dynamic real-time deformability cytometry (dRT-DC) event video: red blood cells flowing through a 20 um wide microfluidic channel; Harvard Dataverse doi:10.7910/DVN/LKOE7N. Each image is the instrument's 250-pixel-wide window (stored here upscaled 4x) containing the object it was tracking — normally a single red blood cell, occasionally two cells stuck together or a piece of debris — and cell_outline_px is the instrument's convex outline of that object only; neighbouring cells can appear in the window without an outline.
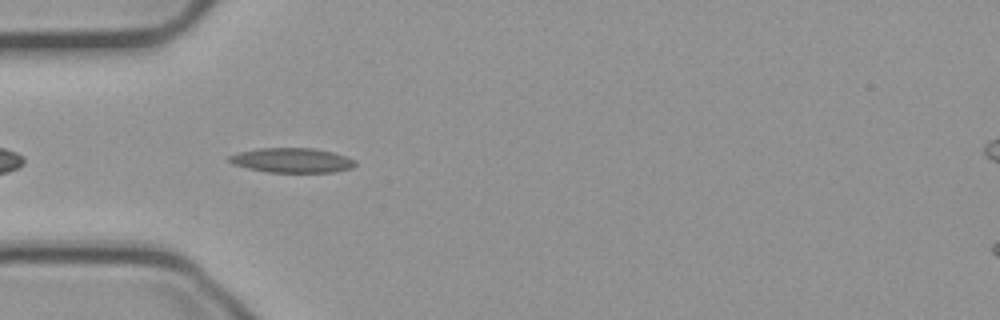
{"species": "common noctule bat (a hibernating species)", "species_latin": "Nyctalus noctula", "temperature_condition": "cold", "stored_images_in_passage": 6, "camera_frame_rate_fps": 3000, "um_per_image_px": 0.085, "animal": {"sex": "male", "body_mass_g": 23.1, "forearm_length_mm": 52.7}, "frame": {"image": 1, "passage_image": 4, "time_ms": 1.0, "image_size_px": [1000, 320], "cell_outline_px": [[356, 164], [352, 168], [336, 172], [268, 172], [248, 168], [232, 164], [228, 160], [228, 156], [240, 152], [256, 148], [312, 148], [332, 152], [356, 160]], "centroid_in_image_um": [24.81, 13.63], "position_along_channel_um": 60.2, "area_um2": 18.09}}